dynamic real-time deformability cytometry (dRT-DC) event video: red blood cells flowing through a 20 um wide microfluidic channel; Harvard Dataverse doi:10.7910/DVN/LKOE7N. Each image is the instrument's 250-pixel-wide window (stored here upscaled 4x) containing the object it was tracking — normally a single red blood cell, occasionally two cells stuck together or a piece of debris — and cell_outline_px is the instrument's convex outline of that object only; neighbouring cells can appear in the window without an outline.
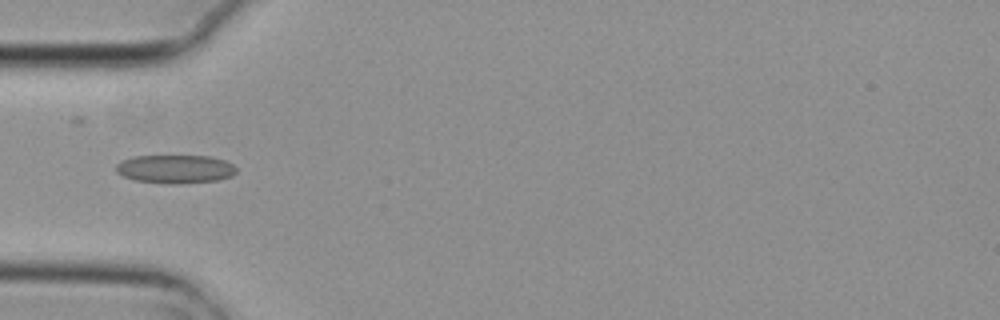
{"species": "common noctule bat (a hibernating species)", "species_latin": "Nyctalus noctula", "temperature_condition": "cold", "stored_images_in_passage": 6, "camera_frame_rate_fps": 3000, "um_per_image_px": 0.085, "animal": {"sex": "female", "body_mass_g": 29.2, "forearm_length_mm": 56.3}, "frame": {"image": 1, "passage_image": 6, "time_ms": 1.667, "image_size_px": [1000, 320], "cell_outline_px": [[236, 172], [232, 176], [216, 180], [176, 184], [168, 184], [136, 180], [124, 176], [116, 172], [116, 164], [120, 160], [132, 156], [212, 156], [224, 160], [232, 164], [236, 168]], "centroid_in_image_um": [14.88, 14.36], "position_along_channel_um": 70.1, "area_um2": 20.0}}